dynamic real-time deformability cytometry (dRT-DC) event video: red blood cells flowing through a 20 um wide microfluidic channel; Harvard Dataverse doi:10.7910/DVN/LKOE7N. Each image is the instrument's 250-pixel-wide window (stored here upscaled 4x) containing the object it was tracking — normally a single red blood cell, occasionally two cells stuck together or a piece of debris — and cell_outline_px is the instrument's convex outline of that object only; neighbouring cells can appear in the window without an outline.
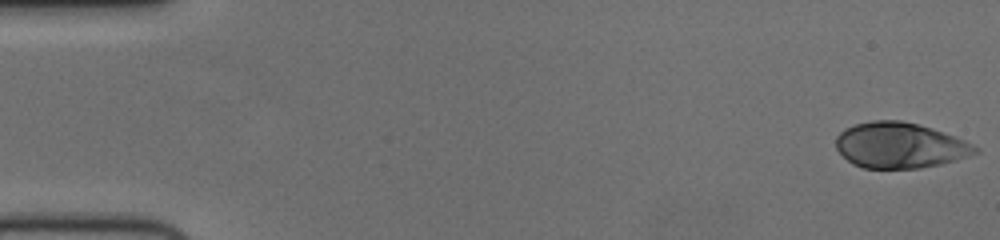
{"species": "human", "species_latin": "Homo sapiens", "temperature_condition": "cold", "stored_images_in_passage": 55, "camera_frame_rate_fps": 3000, "um_per_image_px": 0.085, "donor": {"sex": "female"}, "frame": {"image": 1, "passage_image": 1, "time_ms": 0.0, "image_size_px": [1000, 240], "cell_outline_px": [[980, 152], [956, 160], [940, 164], [920, 168], [864, 168], [852, 164], [836, 148], [836, 136], [844, 128], [856, 124], [872, 120], [900, 120], [932, 128], [964, 140], [980, 148]], "centroid_in_image_um": [76.48, 12.35], "position_along_channel_um": 8.5, "area_um2": 36.93}}
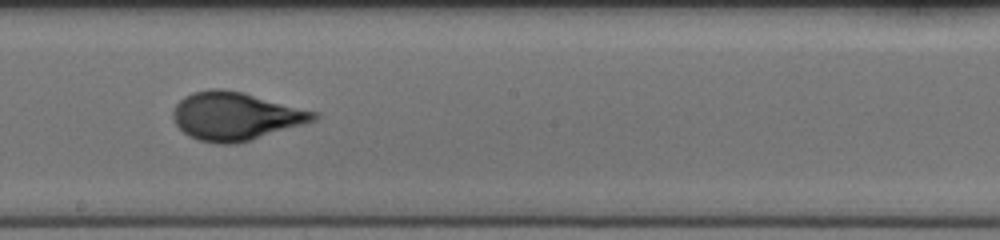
{"frame": {"image": 2, "passage_image": 31, "time_ms": 10.0, "image_size_px": [1000, 240], "cell_outline_px": [[320, 116], [316, 120], [236, 144], [220, 144], [200, 140], [188, 136], [176, 124], [172, 116], [172, 112], [176, 104], [184, 96], [192, 92], [212, 88], [220, 88], [244, 92], [320, 112]], "centroid_in_image_um": [20.03, 9.85], "position_along_channel_um": 228.2, "area_um2": 39.54}}
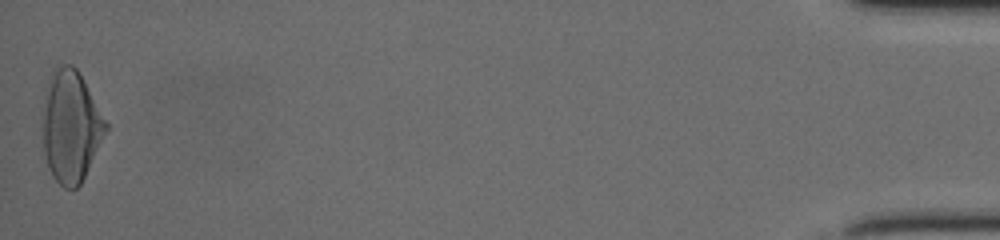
{"frame": {"image": 3, "passage_image": 55, "time_ms": 18.0, "image_size_px": [1000, 240], "cell_outline_px": [[108, 128], [80, 184], [76, 188], [64, 188], [52, 176], [48, 168], [44, 152], [44, 112], [48, 80], [56, 64], [72, 64], [80, 72], [108, 124]], "centroid_in_image_um": [6.03, 10.71], "position_along_channel_um": 429.2, "area_um2": 40.52}, "authors_computed_cell_mechanics": {"area_um2": 37.859, "velocity_mm_per_s": 3.7304, "shape_relaxation_time_tau1_ms": 4.4756, "shape_relaxation_time_tau2_ms": null, "deformation_change_tau1": 0.1938, "deformation_change_tau2": null}}